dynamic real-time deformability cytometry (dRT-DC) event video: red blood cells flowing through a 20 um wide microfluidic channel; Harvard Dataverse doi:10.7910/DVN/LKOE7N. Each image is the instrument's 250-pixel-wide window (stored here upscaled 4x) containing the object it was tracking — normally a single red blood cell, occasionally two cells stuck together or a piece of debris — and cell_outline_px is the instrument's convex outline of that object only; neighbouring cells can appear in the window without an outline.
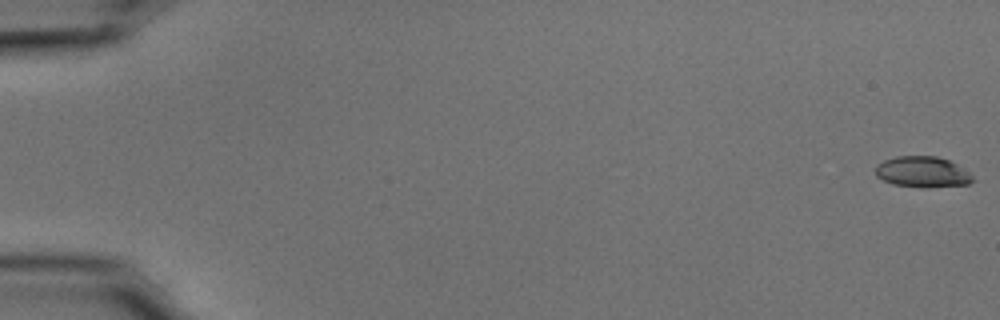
{"species": "common noctule bat (a hibernating species)", "species_latin": "Nyctalus noctula", "temperature_condition": "cold", "stored_images_in_passage": 55, "camera_frame_rate_fps": 3000, "um_per_image_px": 0.085, "animal": {"sex": "male", "body_mass_g": 15.6}, "frame": {"image": 1, "passage_image": 1, "time_ms": 0.0, "image_size_px": [1000, 320], "cell_outline_px": [[976, 180], [968, 184], [892, 184], [876, 176], [876, 164], [884, 160], [896, 156], [936, 156], [948, 160], [972, 172]], "centroid_in_image_um": [78.42, 14.54], "position_along_channel_um": 6.6, "area_um2": 16.65}}
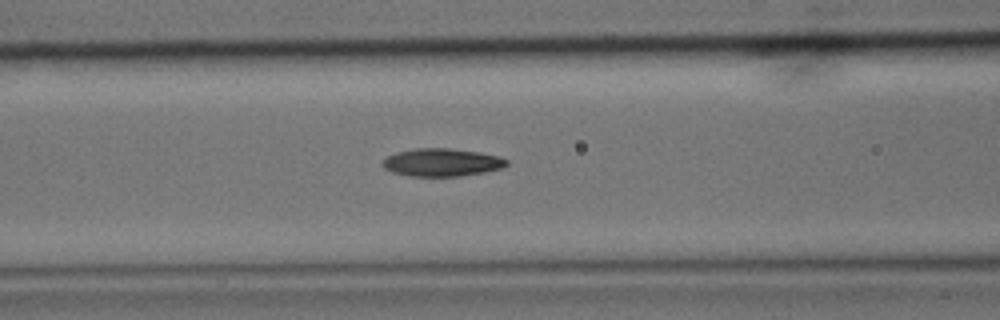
{"frame": {"image": 2, "passage_image": 24, "time_ms": 7.667, "image_size_px": [1000, 320], "cell_outline_px": [[508, 164], [500, 168], [484, 172], [460, 176], [408, 176], [392, 172], [384, 168], [380, 164], [388, 156], [396, 152], [416, 148], [448, 148], [480, 152], [500, 156], [508, 160]], "centroid_in_image_um": [37.54, 13.8], "position_along_channel_um": 129.1, "area_um2": 20.17}}
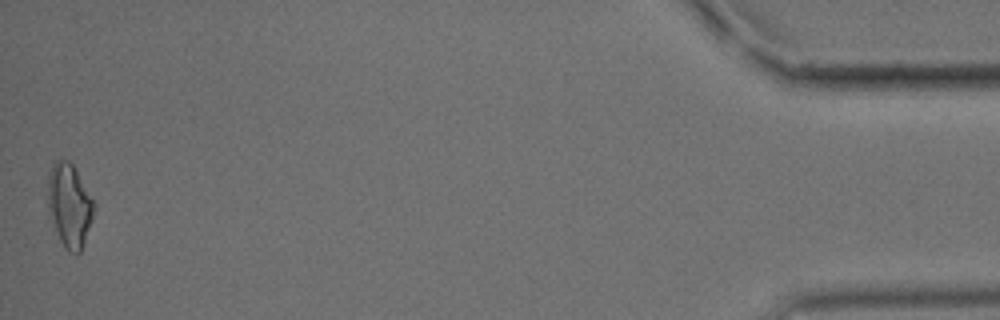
{"frame": {"image": 3, "passage_image": 55, "time_ms": 18.0, "image_size_px": [1000, 320], "cell_outline_px": [[96, 208], [80, 252], [76, 256], [68, 252], [64, 248], [60, 240], [48, 208], [48, 176], [52, 164], [56, 160], [68, 160], [72, 164], [96, 204]], "centroid_in_image_um": [5.91, 17.47], "position_along_channel_um": 429.3, "area_um2": 22.25}, "authors_computed_cell_mechanics": {"area_um2": 19.4208, "velocity_mm_per_s": 3.723, "shape_relaxation_time_tau1_ms": 5.1965, "shape_relaxation_time_tau2_ms": 3.9162, "deformation_change_tau1": 0.1788, "deformation_change_tau2": 0.1204}}